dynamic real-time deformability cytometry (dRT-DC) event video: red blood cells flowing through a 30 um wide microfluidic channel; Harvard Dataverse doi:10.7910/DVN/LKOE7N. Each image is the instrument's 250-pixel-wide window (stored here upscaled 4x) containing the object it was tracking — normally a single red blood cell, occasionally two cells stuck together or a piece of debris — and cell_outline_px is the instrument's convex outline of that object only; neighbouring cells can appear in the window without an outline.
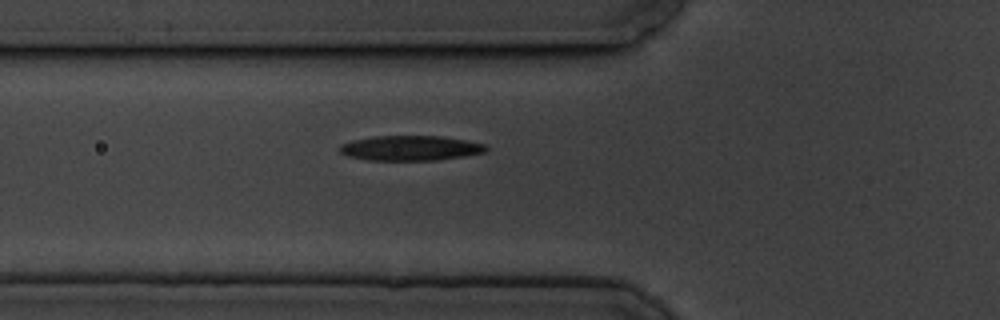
{"species": "common noctule bat (a hibernating species)", "species_latin": "Nyctalus noctula", "temperature_condition": "cold", "stored_images_in_passage": 34, "camera_frame_rate_fps": 3000, "um_per_image_px": 0.085, "animal": {"sex": "male", "body_mass_g": 19.5, "forearm_length_mm": 54.6}, "frame": {"image": 1, "passage_image": 8, "time_ms": 2.333, "image_size_px": [1000, 320], "cell_outline_px": [[488, 148], [484, 152], [464, 156], [436, 160], [368, 160], [348, 156], [340, 152], [340, 144], [352, 140], [372, 136], [440, 136], [464, 140], [484, 144]], "centroid_in_image_um": [34.85, 12.58], "position_along_channel_um": 91.0, "area_um2": 21.15}}
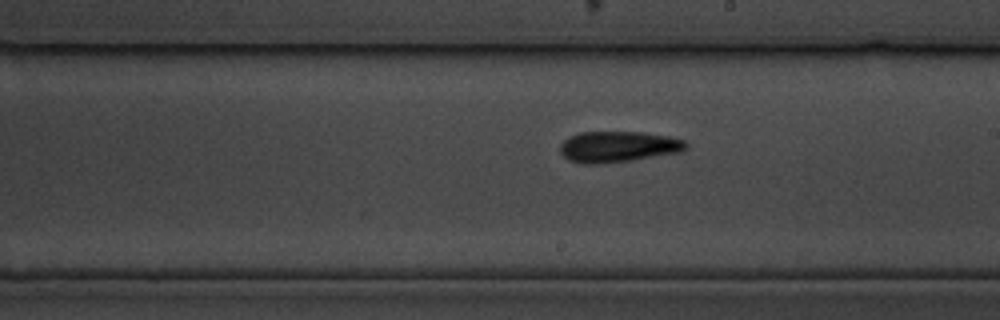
{"frame": {"image": 2, "passage_image": 21, "time_ms": 6.667, "image_size_px": [1000, 320], "cell_outline_px": [[688, 148], [680, 152], [632, 160], [596, 164], [584, 164], [568, 160], [560, 152], [560, 144], [564, 140], [580, 132], [644, 132], [668, 136], [684, 140], [688, 144]], "centroid_in_image_um": [52.55, 12.47], "position_along_channel_um": 236.4, "area_um2": 22.72}}
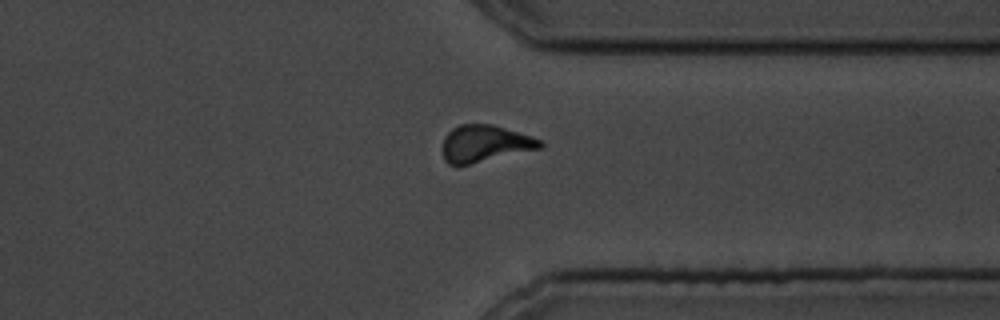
{"frame": {"image": 3, "passage_image": 33, "time_ms": 10.667, "image_size_px": [1000, 320], "cell_outline_px": [[544, 144], [540, 148], [468, 164], [448, 164], [444, 160], [444, 136], [452, 128], [460, 124], [492, 124], [532, 136], [544, 140]], "centroid_in_image_um": [41.23, 12.18], "position_along_channel_um": 370.2, "area_um2": 20.63}, "authors_computed_cell_mechanics": {"area_um2": 21.3571, "velocity_mm_per_s": 3.3585, "shape_relaxation_time_tau1_ms": 5.4478, "shape_relaxation_time_tau2_ms": 4.387, "deformation_change_tau1": 0.1561, "deformation_change_tau2": 0.1259}}